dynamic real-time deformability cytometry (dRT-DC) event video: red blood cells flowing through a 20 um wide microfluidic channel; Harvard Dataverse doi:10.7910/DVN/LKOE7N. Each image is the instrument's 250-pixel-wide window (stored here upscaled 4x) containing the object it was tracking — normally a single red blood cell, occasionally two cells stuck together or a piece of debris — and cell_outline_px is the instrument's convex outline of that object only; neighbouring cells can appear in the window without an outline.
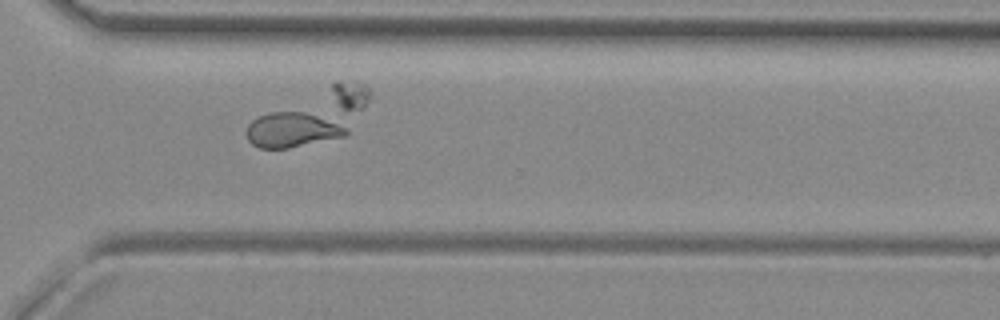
{"species": "common noctule bat (a hibernating species)", "species_latin": "Nyctalus noctula", "temperature_condition": "room temperature", "stored_images_in_passage": 35, "segment_of_instrument_passage": [3, 3], "camera_frame_rate_fps": 3000, "um_per_image_px": 0.085, "animal": {"sex": "female", "body_mass_g": 29.2, "forearm_length_mm": 56.3}, "frame": {"image": 1, "passage_image": 24, "time_ms": 7.667, "image_size_px": [1000, 320], "cell_outline_px": [[348, 132], [344, 136], [288, 148], [260, 148], [252, 144], [248, 140], [244, 132], [248, 124], [256, 116], [272, 112], [304, 112], [316, 116], [336, 124], [344, 128]], "centroid_in_image_um": [24.68, 11.05], "position_along_channel_um": 345.9, "area_um2": 19.77}}
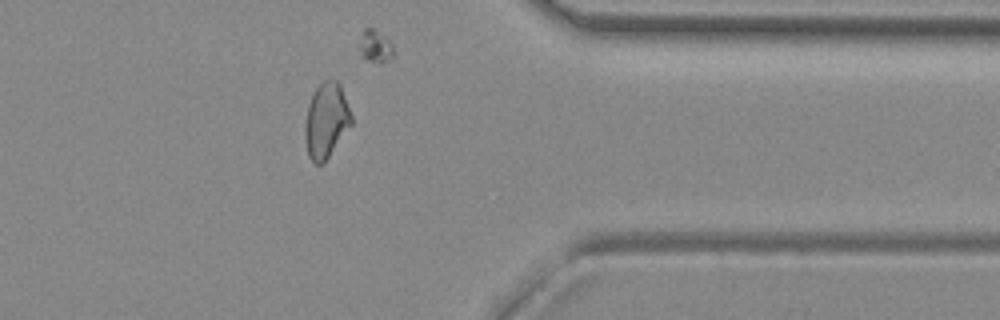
{"frame": {"image": 2, "passage_image": 28, "time_ms": 9.0, "image_size_px": [1000, 320], "cell_outline_px": [[352, 124], [324, 164], [316, 164], [308, 156], [304, 136], [304, 128], [308, 104], [316, 88], [324, 80], [336, 80], [340, 84], [352, 116]], "centroid_in_image_um": [27.72, 10.27], "position_along_channel_um": 383.7, "area_um2": 20.35}}